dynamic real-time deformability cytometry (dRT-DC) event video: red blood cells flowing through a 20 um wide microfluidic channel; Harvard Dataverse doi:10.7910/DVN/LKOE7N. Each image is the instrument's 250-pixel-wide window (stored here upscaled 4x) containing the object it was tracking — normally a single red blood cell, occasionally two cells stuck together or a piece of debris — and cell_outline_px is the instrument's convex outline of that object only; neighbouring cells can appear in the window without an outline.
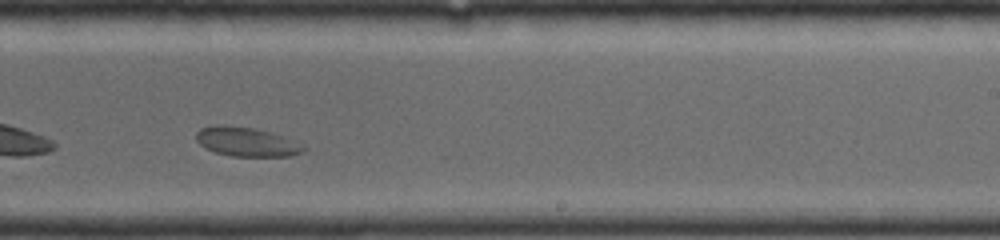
{"species": "common noctule bat (a hibernating species)", "species_latin": "Nyctalus noctula", "temperature_condition": "room temperature", "stored_images_in_passage": 17, "camera_frame_rate_fps": 4000, "um_per_image_px": 0.085, "animal": {"sex": "female", "body_mass_g": 19.0, "forearm_length_mm": 56.7}, "frame": {"image": 1, "passage_image": 15, "time_ms": 4.75, "image_size_px": [1000, 240], "cell_outline_px": [[308, 148], [304, 152], [292, 156], [232, 156], [216, 152], [204, 148], [196, 140], [196, 132], [200, 128], [256, 128], [272, 132], [304, 144]], "centroid_in_image_um": [21.08, 12.11], "position_along_channel_um": 267.9, "area_um2": 17.74}}